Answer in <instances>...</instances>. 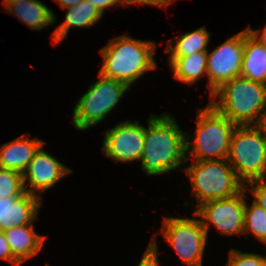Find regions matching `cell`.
Segmentation results:
<instances>
[{
  "label": "cell",
  "mask_w": 266,
  "mask_h": 266,
  "mask_svg": "<svg viewBox=\"0 0 266 266\" xmlns=\"http://www.w3.org/2000/svg\"><path fill=\"white\" fill-rule=\"evenodd\" d=\"M162 234L187 266H202L207 233L201 220L164 218Z\"/></svg>",
  "instance_id": "obj_8"
},
{
  "label": "cell",
  "mask_w": 266,
  "mask_h": 266,
  "mask_svg": "<svg viewBox=\"0 0 266 266\" xmlns=\"http://www.w3.org/2000/svg\"><path fill=\"white\" fill-rule=\"evenodd\" d=\"M250 32H252L255 37L266 47V25L264 29L261 30H253L249 27ZM261 32V36H259V33Z\"/></svg>",
  "instance_id": "obj_29"
},
{
  "label": "cell",
  "mask_w": 266,
  "mask_h": 266,
  "mask_svg": "<svg viewBox=\"0 0 266 266\" xmlns=\"http://www.w3.org/2000/svg\"><path fill=\"white\" fill-rule=\"evenodd\" d=\"M155 51V42L141 41L127 35L115 37L100 49L103 65L99 74L122 82L129 88L145 72L156 69Z\"/></svg>",
  "instance_id": "obj_3"
},
{
  "label": "cell",
  "mask_w": 266,
  "mask_h": 266,
  "mask_svg": "<svg viewBox=\"0 0 266 266\" xmlns=\"http://www.w3.org/2000/svg\"><path fill=\"white\" fill-rule=\"evenodd\" d=\"M193 142L186 132V160H223L228 158L231 136L236 124L217 111L210 103L199 109ZM192 146V150H190ZM189 152V154H187ZM215 157V158H213Z\"/></svg>",
  "instance_id": "obj_5"
},
{
  "label": "cell",
  "mask_w": 266,
  "mask_h": 266,
  "mask_svg": "<svg viewBox=\"0 0 266 266\" xmlns=\"http://www.w3.org/2000/svg\"><path fill=\"white\" fill-rule=\"evenodd\" d=\"M41 198L25 192L21 196L0 197V231L32 224L40 210Z\"/></svg>",
  "instance_id": "obj_13"
},
{
  "label": "cell",
  "mask_w": 266,
  "mask_h": 266,
  "mask_svg": "<svg viewBox=\"0 0 266 266\" xmlns=\"http://www.w3.org/2000/svg\"><path fill=\"white\" fill-rule=\"evenodd\" d=\"M43 146L39 148L31 162L23 172V184L25 192L29 194L42 197L35 192H42L50 189L65 175L72 172V169L66 167L55 157L46 153ZM29 180L30 189L26 188V182Z\"/></svg>",
  "instance_id": "obj_12"
},
{
  "label": "cell",
  "mask_w": 266,
  "mask_h": 266,
  "mask_svg": "<svg viewBox=\"0 0 266 266\" xmlns=\"http://www.w3.org/2000/svg\"><path fill=\"white\" fill-rule=\"evenodd\" d=\"M24 193L22 173L0 168V197L21 196Z\"/></svg>",
  "instance_id": "obj_22"
},
{
  "label": "cell",
  "mask_w": 266,
  "mask_h": 266,
  "mask_svg": "<svg viewBox=\"0 0 266 266\" xmlns=\"http://www.w3.org/2000/svg\"><path fill=\"white\" fill-rule=\"evenodd\" d=\"M62 9L78 5L82 0H54Z\"/></svg>",
  "instance_id": "obj_30"
},
{
  "label": "cell",
  "mask_w": 266,
  "mask_h": 266,
  "mask_svg": "<svg viewBox=\"0 0 266 266\" xmlns=\"http://www.w3.org/2000/svg\"><path fill=\"white\" fill-rule=\"evenodd\" d=\"M145 127L138 121H122L105 133L103 153L115 162L140 160L144 148Z\"/></svg>",
  "instance_id": "obj_11"
},
{
  "label": "cell",
  "mask_w": 266,
  "mask_h": 266,
  "mask_svg": "<svg viewBox=\"0 0 266 266\" xmlns=\"http://www.w3.org/2000/svg\"><path fill=\"white\" fill-rule=\"evenodd\" d=\"M158 247L155 239H151V243L145 250V253L138 266H159L157 253Z\"/></svg>",
  "instance_id": "obj_25"
},
{
  "label": "cell",
  "mask_w": 266,
  "mask_h": 266,
  "mask_svg": "<svg viewBox=\"0 0 266 266\" xmlns=\"http://www.w3.org/2000/svg\"><path fill=\"white\" fill-rule=\"evenodd\" d=\"M244 54V30L228 38L207 53V77L210 96L224 83L241 76Z\"/></svg>",
  "instance_id": "obj_10"
},
{
  "label": "cell",
  "mask_w": 266,
  "mask_h": 266,
  "mask_svg": "<svg viewBox=\"0 0 266 266\" xmlns=\"http://www.w3.org/2000/svg\"><path fill=\"white\" fill-rule=\"evenodd\" d=\"M207 53L200 51L190 56L170 58L169 64L174 77L184 83L194 84L207 74Z\"/></svg>",
  "instance_id": "obj_19"
},
{
  "label": "cell",
  "mask_w": 266,
  "mask_h": 266,
  "mask_svg": "<svg viewBox=\"0 0 266 266\" xmlns=\"http://www.w3.org/2000/svg\"><path fill=\"white\" fill-rule=\"evenodd\" d=\"M128 5L131 4H148L158 7H168L174 0H126Z\"/></svg>",
  "instance_id": "obj_28"
},
{
  "label": "cell",
  "mask_w": 266,
  "mask_h": 266,
  "mask_svg": "<svg viewBox=\"0 0 266 266\" xmlns=\"http://www.w3.org/2000/svg\"><path fill=\"white\" fill-rule=\"evenodd\" d=\"M246 190L244 186L240 193L231 198L207 201L197 207L193 214L202 217L201 222L207 234L211 223L225 235L244 232Z\"/></svg>",
  "instance_id": "obj_9"
},
{
  "label": "cell",
  "mask_w": 266,
  "mask_h": 266,
  "mask_svg": "<svg viewBox=\"0 0 266 266\" xmlns=\"http://www.w3.org/2000/svg\"><path fill=\"white\" fill-rule=\"evenodd\" d=\"M227 160L244 185L261 181L266 173V124L237 125Z\"/></svg>",
  "instance_id": "obj_4"
},
{
  "label": "cell",
  "mask_w": 266,
  "mask_h": 266,
  "mask_svg": "<svg viewBox=\"0 0 266 266\" xmlns=\"http://www.w3.org/2000/svg\"><path fill=\"white\" fill-rule=\"evenodd\" d=\"M241 76L266 85V47L250 32L244 30V54Z\"/></svg>",
  "instance_id": "obj_16"
},
{
  "label": "cell",
  "mask_w": 266,
  "mask_h": 266,
  "mask_svg": "<svg viewBox=\"0 0 266 266\" xmlns=\"http://www.w3.org/2000/svg\"><path fill=\"white\" fill-rule=\"evenodd\" d=\"M210 99L209 103L236 125L266 124L265 84L237 76L224 83Z\"/></svg>",
  "instance_id": "obj_2"
},
{
  "label": "cell",
  "mask_w": 266,
  "mask_h": 266,
  "mask_svg": "<svg viewBox=\"0 0 266 266\" xmlns=\"http://www.w3.org/2000/svg\"><path fill=\"white\" fill-rule=\"evenodd\" d=\"M6 10L32 30H41L55 23L56 16L43 2L25 1L9 5Z\"/></svg>",
  "instance_id": "obj_18"
},
{
  "label": "cell",
  "mask_w": 266,
  "mask_h": 266,
  "mask_svg": "<svg viewBox=\"0 0 266 266\" xmlns=\"http://www.w3.org/2000/svg\"><path fill=\"white\" fill-rule=\"evenodd\" d=\"M194 161L184 171L198 200L197 207L207 201L231 198L244 189L227 159Z\"/></svg>",
  "instance_id": "obj_6"
},
{
  "label": "cell",
  "mask_w": 266,
  "mask_h": 266,
  "mask_svg": "<svg viewBox=\"0 0 266 266\" xmlns=\"http://www.w3.org/2000/svg\"><path fill=\"white\" fill-rule=\"evenodd\" d=\"M0 259L9 261L10 263L13 264V266L20 265L12 256L9 243L6 240V237L3 231H0Z\"/></svg>",
  "instance_id": "obj_26"
},
{
  "label": "cell",
  "mask_w": 266,
  "mask_h": 266,
  "mask_svg": "<svg viewBox=\"0 0 266 266\" xmlns=\"http://www.w3.org/2000/svg\"><path fill=\"white\" fill-rule=\"evenodd\" d=\"M177 38L173 43L169 42V48L165 50V52L171 53L170 58L186 57L200 51H208L206 47L210 34L204 26Z\"/></svg>",
  "instance_id": "obj_20"
},
{
  "label": "cell",
  "mask_w": 266,
  "mask_h": 266,
  "mask_svg": "<svg viewBox=\"0 0 266 266\" xmlns=\"http://www.w3.org/2000/svg\"><path fill=\"white\" fill-rule=\"evenodd\" d=\"M25 135L0 146V168L22 173L45 142L37 138H25Z\"/></svg>",
  "instance_id": "obj_14"
},
{
  "label": "cell",
  "mask_w": 266,
  "mask_h": 266,
  "mask_svg": "<svg viewBox=\"0 0 266 266\" xmlns=\"http://www.w3.org/2000/svg\"><path fill=\"white\" fill-rule=\"evenodd\" d=\"M25 1H33V0H4L2 4L5 5V9L12 4L25 2Z\"/></svg>",
  "instance_id": "obj_31"
},
{
  "label": "cell",
  "mask_w": 266,
  "mask_h": 266,
  "mask_svg": "<svg viewBox=\"0 0 266 266\" xmlns=\"http://www.w3.org/2000/svg\"><path fill=\"white\" fill-rule=\"evenodd\" d=\"M13 258L22 264L37 255L44 244L45 236L37 234L32 224L11 227L3 231Z\"/></svg>",
  "instance_id": "obj_15"
},
{
  "label": "cell",
  "mask_w": 266,
  "mask_h": 266,
  "mask_svg": "<svg viewBox=\"0 0 266 266\" xmlns=\"http://www.w3.org/2000/svg\"><path fill=\"white\" fill-rule=\"evenodd\" d=\"M261 181L266 184V173H265L264 178Z\"/></svg>",
  "instance_id": "obj_32"
},
{
  "label": "cell",
  "mask_w": 266,
  "mask_h": 266,
  "mask_svg": "<svg viewBox=\"0 0 266 266\" xmlns=\"http://www.w3.org/2000/svg\"><path fill=\"white\" fill-rule=\"evenodd\" d=\"M245 185H250V190L254 196V202L266 211V184L262 181H252Z\"/></svg>",
  "instance_id": "obj_24"
},
{
  "label": "cell",
  "mask_w": 266,
  "mask_h": 266,
  "mask_svg": "<svg viewBox=\"0 0 266 266\" xmlns=\"http://www.w3.org/2000/svg\"><path fill=\"white\" fill-rule=\"evenodd\" d=\"M250 232L260 241H266V211L254 201L250 207L245 202L243 233Z\"/></svg>",
  "instance_id": "obj_21"
},
{
  "label": "cell",
  "mask_w": 266,
  "mask_h": 266,
  "mask_svg": "<svg viewBox=\"0 0 266 266\" xmlns=\"http://www.w3.org/2000/svg\"><path fill=\"white\" fill-rule=\"evenodd\" d=\"M226 266H266V257L232 249Z\"/></svg>",
  "instance_id": "obj_23"
},
{
  "label": "cell",
  "mask_w": 266,
  "mask_h": 266,
  "mask_svg": "<svg viewBox=\"0 0 266 266\" xmlns=\"http://www.w3.org/2000/svg\"><path fill=\"white\" fill-rule=\"evenodd\" d=\"M144 132L142 169L148 175H161L186 163V133L169 114L150 115Z\"/></svg>",
  "instance_id": "obj_1"
},
{
  "label": "cell",
  "mask_w": 266,
  "mask_h": 266,
  "mask_svg": "<svg viewBox=\"0 0 266 266\" xmlns=\"http://www.w3.org/2000/svg\"><path fill=\"white\" fill-rule=\"evenodd\" d=\"M64 22L52 34V42L59 43L67 36L70 27H91L103 14L89 1L82 0L78 5L66 8Z\"/></svg>",
  "instance_id": "obj_17"
},
{
  "label": "cell",
  "mask_w": 266,
  "mask_h": 266,
  "mask_svg": "<svg viewBox=\"0 0 266 266\" xmlns=\"http://www.w3.org/2000/svg\"><path fill=\"white\" fill-rule=\"evenodd\" d=\"M92 3L102 14L107 7L115 6V4H120L123 6L128 5L126 0H87Z\"/></svg>",
  "instance_id": "obj_27"
},
{
  "label": "cell",
  "mask_w": 266,
  "mask_h": 266,
  "mask_svg": "<svg viewBox=\"0 0 266 266\" xmlns=\"http://www.w3.org/2000/svg\"><path fill=\"white\" fill-rule=\"evenodd\" d=\"M98 77L100 80L90 86L73 110V123L78 130H87L102 122L128 89L122 82L101 74Z\"/></svg>",
  "instance_id": "obj_7"
}]
</instances>
